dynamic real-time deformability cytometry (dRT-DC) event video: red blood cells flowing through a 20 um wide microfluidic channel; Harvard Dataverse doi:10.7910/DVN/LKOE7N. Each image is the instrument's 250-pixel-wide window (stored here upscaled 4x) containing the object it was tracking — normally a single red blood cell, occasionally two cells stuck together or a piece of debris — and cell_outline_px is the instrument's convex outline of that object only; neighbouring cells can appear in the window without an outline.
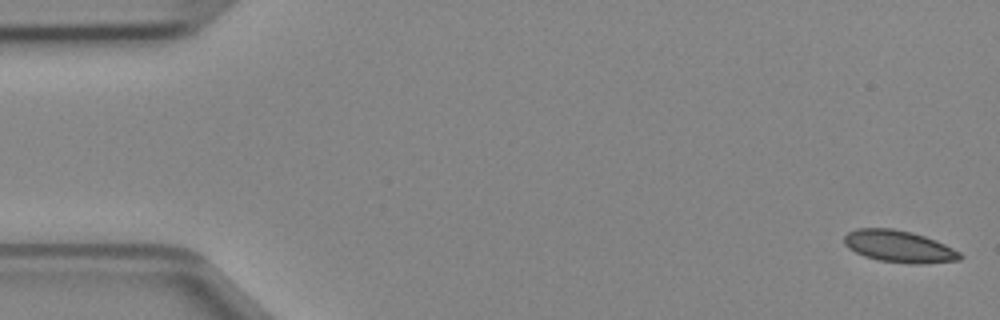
{"species": "Egyptian fruit bat (a non-hibernating species)", "species_latin": "Rousettus aegyptiacus", "temperature_condition": "cold", "stored_images_in_passage": 47, "camera_frame_rate_fps": 3000, "um_per_image_px": 0.085, "animal": {"sex": "female"}, "frame": {"image": 1, "passage_image": 1, "time_ms": 0.0, "image_size_px": [1000, 320], "cell_outline_px": [[964, 256], [960, 260], [920, 264], [912, 264], [880, 260], [864, 256], [848, 248], [844, 244], [844, 236], [848, 232], [856, 228], [892, 228], [912, 232], [936, 240], [960, 252]], "centroid_in_image_um": [76.42, 20.94], "position_along_channel_um": 8.6, "area_um2": 21.56}}
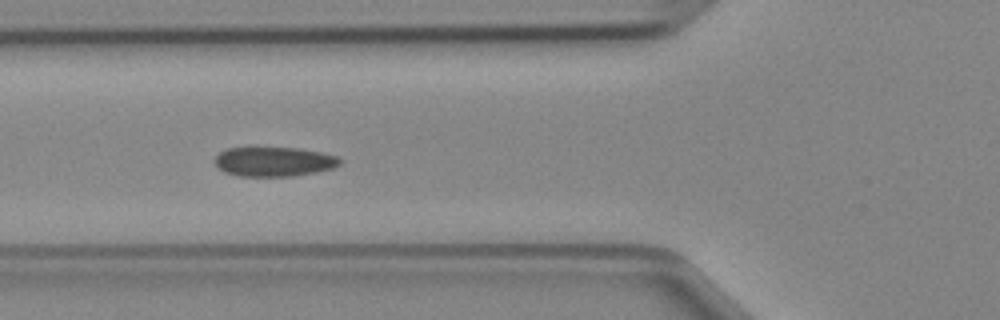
{"frame": {"image": 2, "passage_image": 17, "time_ms": 5.333, "image_size_px": [1000, 320], "cell_outline_px": [[340, 164], [332, 168], [316, 172], [292, 176], [240, 176], [224, 172], [216, 168], [212, 160], [220, 152], [228, 148], [300, 148], [340, 156]], "centroid_in_image_um": [23.25, 13.74], "position_along_channel_um": 102.5, "area_um2": 21.62}}
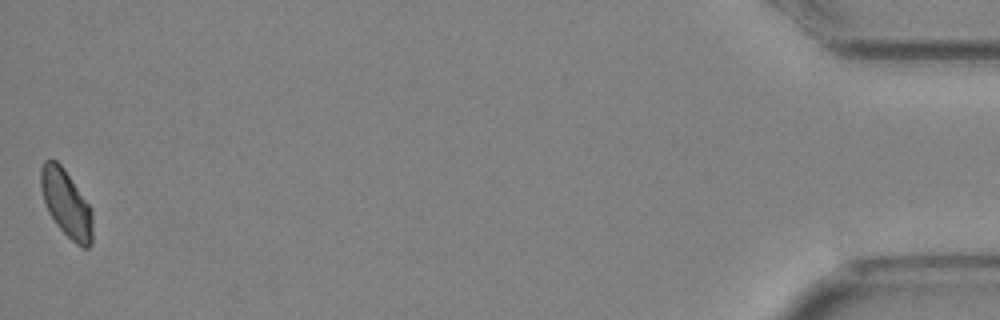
{"frame": {"image": 3, "passage_image": 47, "time_ms": 15.333, "image_size_px": [1000, 320], "cell_outline_px": [[92, 240], [88, 248], [80, 248], [56, 224], [48, 212], [44, 200], [40, 184], [40, 168], [44, 160], [56, 160], [64, 168], [88, 204], [92, 212]], "centroid_in_image_um": [5.62, 17.3], "position_along_channel_um": 429.6, "area_um2": 20.06}}